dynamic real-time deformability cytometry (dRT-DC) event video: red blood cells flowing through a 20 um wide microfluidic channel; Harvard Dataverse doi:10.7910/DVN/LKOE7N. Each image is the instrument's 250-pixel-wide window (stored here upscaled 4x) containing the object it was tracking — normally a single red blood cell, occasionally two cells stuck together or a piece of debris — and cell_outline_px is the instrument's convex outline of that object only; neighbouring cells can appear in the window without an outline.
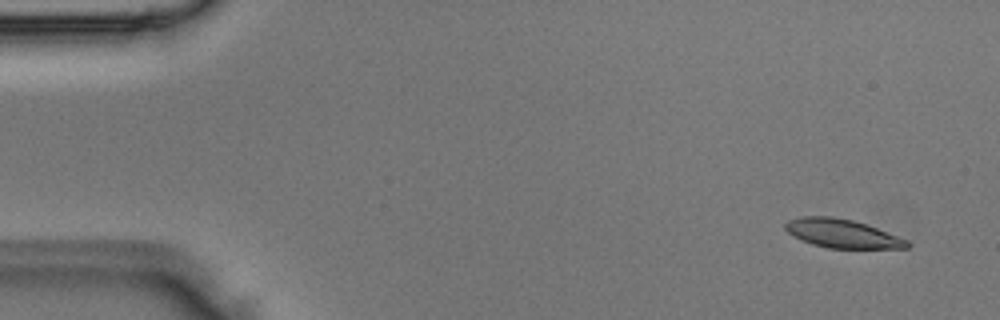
{"species": "Egyptian fruit bat (a non-hibernating species)", "species_latin": "Rousettus aegyptiacus", "temperature_condition": "room temperature", "stored_images_in_passage": 5, "segment_of_instrument_passage": [2, 2], "camera_frame_rate_fps": 3000, "um_per_image_px": 0.085, "animal": {"sex": "male"}, "frame": {"image": 1, "passage_image": 5, "time_ms": 1.333, "image_size_px": [1000, 320], "cell_outline_px": [[912, 244], [908, 248], [828, 248], [812, 244], [800, 240], [788, 232], [784, 228], [784, 224], [788, 220], [804, 216], [832, 216], [852, 220], [876, 228], [908, 240]], "centroid_in_image_um": [71.56, 19.85], "position_along_channel_um": 13.4, "area_um2": 20.23}}